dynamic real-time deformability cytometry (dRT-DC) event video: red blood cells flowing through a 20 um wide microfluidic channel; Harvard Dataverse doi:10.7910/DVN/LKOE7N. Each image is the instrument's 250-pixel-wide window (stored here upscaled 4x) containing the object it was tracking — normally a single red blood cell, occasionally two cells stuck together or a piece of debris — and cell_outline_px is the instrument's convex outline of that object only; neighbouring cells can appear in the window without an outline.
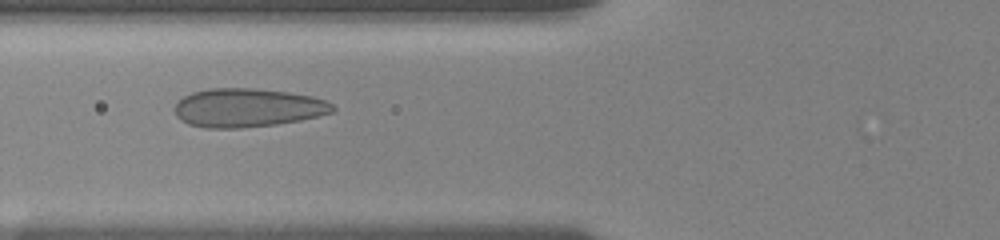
{"species": "human", "species_latin": "Homo sapiens", "temperature_condition": "room temperature", "stored_images_in_passage": 54, "camera_frame_rate_fps": 3000, "um_per_image_px": 0.085, "donor": {"sex": "female"}, "frame": {"image": 1, "passage_image": 20, "time_ms": 6.333, "image_size_px": [1000, 240], "cell_outline_px": [[336, 108], [332, 112], [300, 120], [276, 124], [240, 128], [204, 128], [188, 124], [180, 120], [176, 116], [172, 108], [176, 100], [192, 92], [212, 88], [252, 88], [288, 92], [312, 96], [324, 100], [332, 104]], "centroid_in_image_um": [20.97, 9.16], "position_along_channel_um": 104.8, "area_um2": 35.78}}
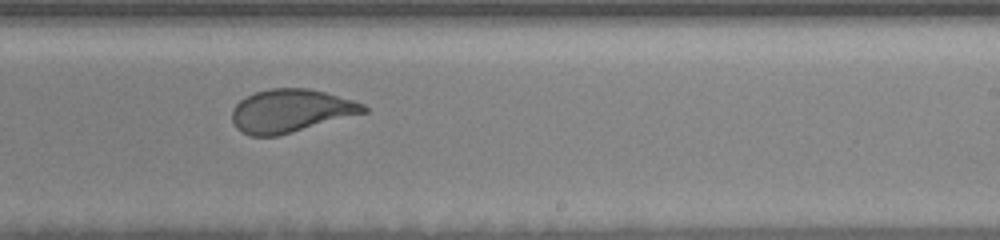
{"frame": {"image": 2, "passage_image": 33, "time_ms": 10.667, "image_size_px": [1000, 240], "cell_outline_px": [[368, 112], [276, 136], [252, 136], [240, 132], [236, 128], [232, 120], [232, 108], [240, 100], [256, 92], [268, 88], [308, 88], [324, 92], [352, 100], [364, 104], [368, 108]], "centroid_in_image_um": [24.69, 9.42], "position_along_channel_um": 264.3, "area_um2": 32.89}}
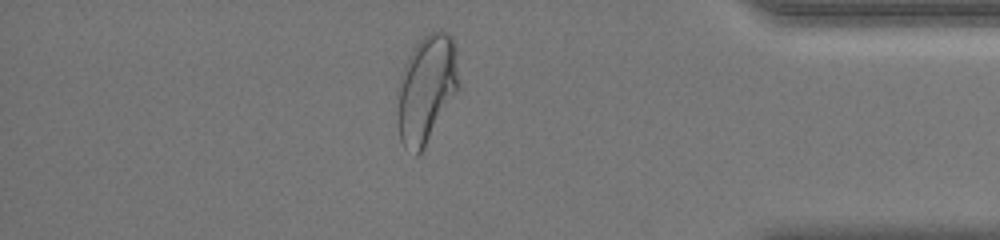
{"frame": {"image": 3, "passage_image": 46, "time_ms": 15.0, "image_size_px": [1000, 240], "cell_outline_px": [[460, 88], [424, 148], [416, 156], [404, 148], [400, 140], [400, 76], [404, 64], [408, 56], [416, 44], [428, 32], [440, 28], [448, 32], [452, 36], [456, 44], [460, 84]], "centroid_in_image_um": [36.33, 7.48], "position_along_channel_um": 398.9, "area_um2": 38.55}, "authors_computed_cell_mechanics": {"area_um2": 36.5585, "velocity_mm_per_s": 3.6748, "shape_relaxation_time_tau1_ms": 6.9657, "shape_relaxation_time_tau2_ms": null, "deformation_change_tau1": 0.1907, "deformation_change_tau2": null}}